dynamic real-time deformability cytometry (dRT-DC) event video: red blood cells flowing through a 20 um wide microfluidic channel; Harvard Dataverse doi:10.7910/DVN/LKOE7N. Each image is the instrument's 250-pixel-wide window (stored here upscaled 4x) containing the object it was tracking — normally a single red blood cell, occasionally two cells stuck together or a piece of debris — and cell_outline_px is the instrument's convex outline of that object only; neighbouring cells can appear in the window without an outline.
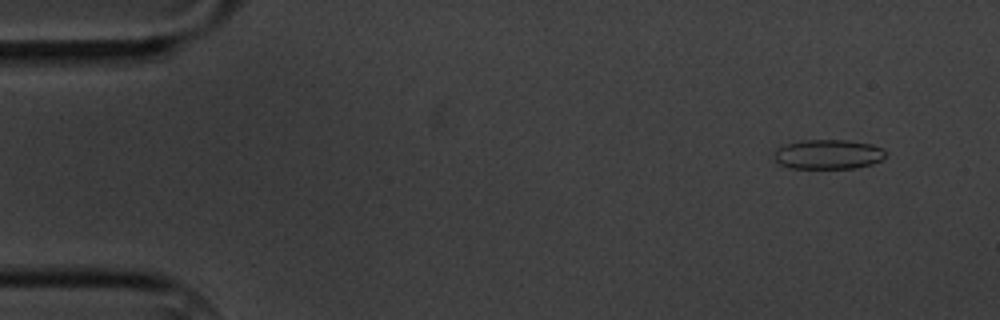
{"species": "common noctule bat (a hibernating species)", "species_latin": "Nyctalus noctula", "temperature_condition": "cold", "stored_images_in_passage": 9, "camera_frame_rate_fps": 3000, "um_per_image_px": 0.085, "animal": {"sex": "male", "body_mass_g": 20.1, "forearm_length_mm": 53.5}, "frame": {"image": 1, "passage_image": 1, "time_ms": 0.0, "image_size_px": [1000, 320], "cell_outline_px": [[884, 156], [880, 160], [872, 164], [856, 168], [788, 168], [780, 164], [772, 156], [776, 148], [784, 144], [800, 140], [848, 140], [872, 144], [884, 148]], "centroid_in_image_um": [70.35, 13.11], "position_along_channel_um": 14.6, "area_um2": 19.42}}
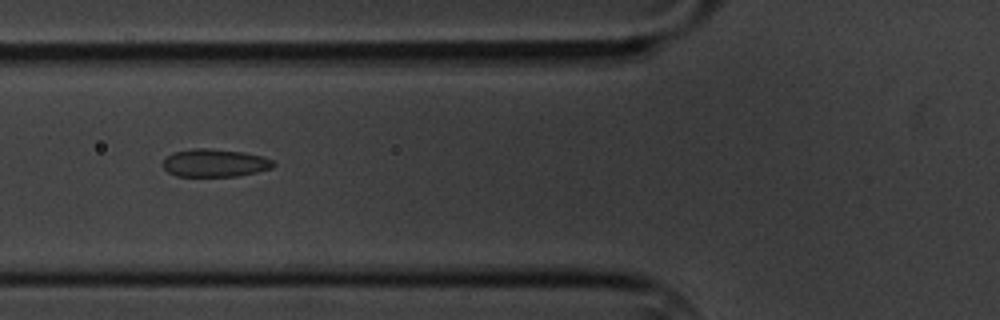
{"frame": {"image": 2, "passage_image": 6, "time_ms": 5.667, "image_size_px": [1000, 320], "cell_outline_px": [[276, 164], [272, 168], [256, 172], [236, 176], [176, 176], [168, 172], [164, 168], [164, 160], [172, 152], [192, 148], [208, 148], [244, 152], [260, 156], [272, 160]], "centroid_in_image_um": [18.25, 13.84], "position_along_channel_um": 107.6, "area_um2": 17.86}}
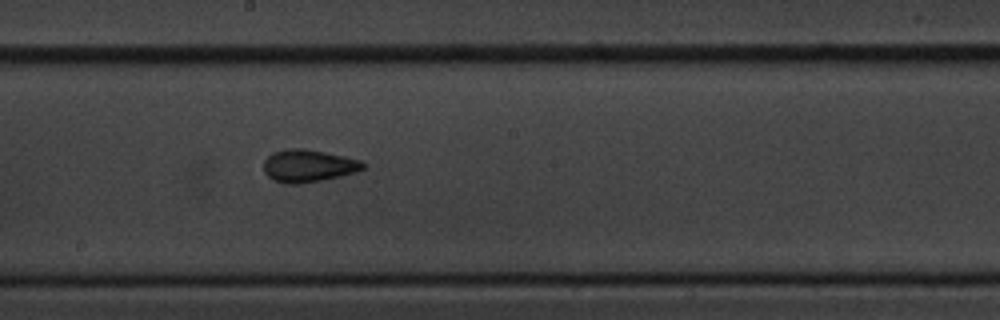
{"frame": {"image": 3, "passage_image": 9, "time_ms": 9.0, "image_size_px": [1000, 320], "cell_outline_px": [[364, 168], [356, 172], [340, 176], [300, 184], [284, 184], [272, 180], [264, 172], [264, 160], [272, 152], [288, 148], [304, 148], [344, 156], [360, 160], [364, 164]], "centroid_in_image_um": [26.16, 14.09], "position_along_channel_um": 222.0, "area_um2": 18.84}}